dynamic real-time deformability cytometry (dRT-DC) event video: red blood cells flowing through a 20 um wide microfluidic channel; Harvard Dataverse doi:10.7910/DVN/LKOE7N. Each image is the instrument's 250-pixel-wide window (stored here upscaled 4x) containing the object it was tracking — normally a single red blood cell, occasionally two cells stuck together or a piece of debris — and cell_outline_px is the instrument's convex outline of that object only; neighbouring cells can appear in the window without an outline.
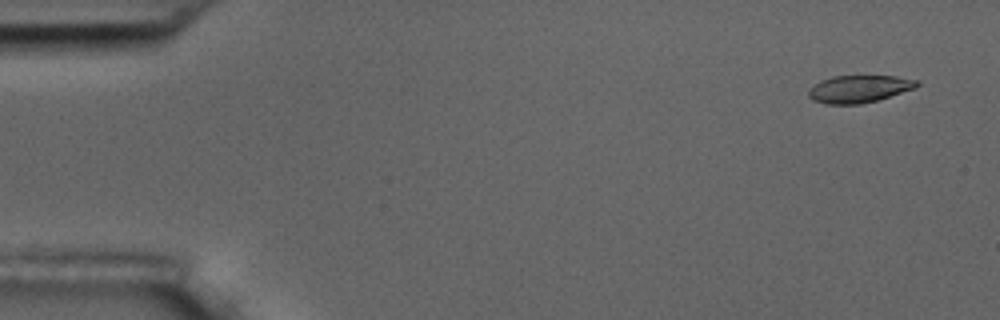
{"species": "common noctule bat (a hibernating species)", "species_latin": "Nyctalus noctula", "temperature_condition": "room temperature", "stored_images_in_passage": 55, "camera_frame_rate_fps": 3000, "um_per_image_px": 0.085, "animal": {"sex": "male", "body_mass_g": 17.5, "forearm_length_mm": 52.3}, "frame": {"image": 1, "passage_image": 3, "time_ms": 0.667, "image_size_px": [1000, 320], "cell_outline_px": [[920, 84], [916, 88], [876, 100], [860, 104], [824, 104], [812, 100], [808, 96], [808, 88], [820, 80], [832, 76], [896, 76], [920, 80]], "centroid_in_image_um": [73.0, 7.55], "position_along_channel_um": 12.0, "area_um2": 17.46}}
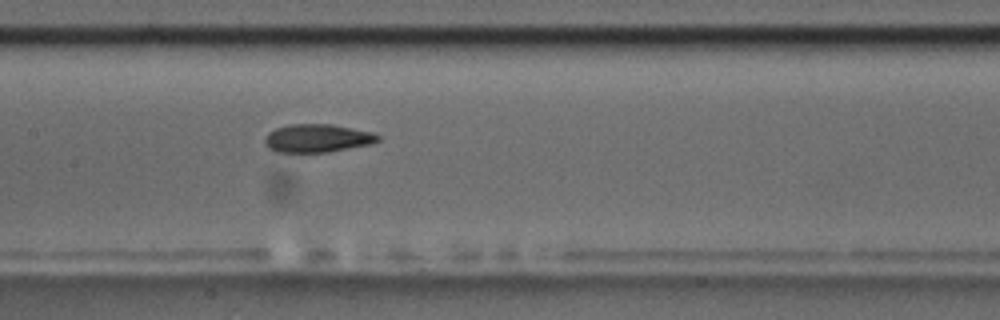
{"frame": {"image": 2, "passage_image": 27, "time_ms": 8.667, "image_size_px": [1000, 320], "cell_outline_px": [[380, 140], [368, 144], [328, 152], [276, 152], [268, 148], [264, 144], [264, 140], [268, 132], [276, 128], [292, 124], [332, 124], [372, 132], [380, 136]], "centroid_in_image_um": [26.93, 11.75], "position_along_channel_um": 180.5, "area_um2": 18.5}}
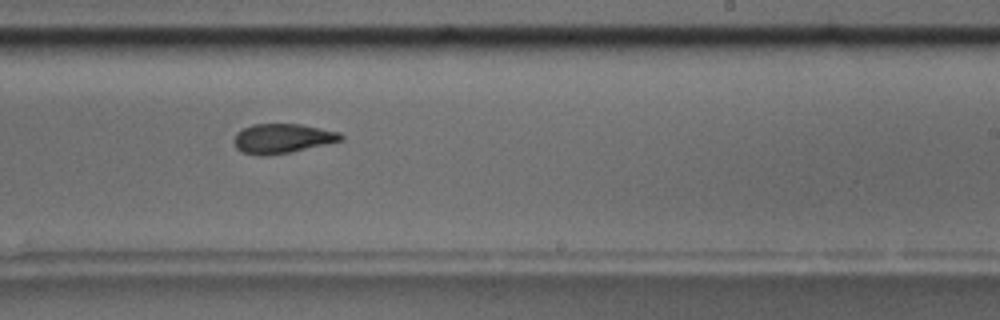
{"frame": {"image": 3, "passage_image": 34, "time_ms": 11.0, "image_size_px": [1000, 320], "cell_outline_px": [[344, 140], [292, 152], [264, 156], [260, 156], [240, 152], [236, 148], [232, 140], [236, 132], [252, 124], [300, 124], [340, 132], [344, 136]], "centroid_in_image_um": [23.98, 11.78], "position_along_channel_um": 265.0, "area_um2": 18.67}, "authors_computed_cell_mechanics": {"area_um2": 18.7272, "velocity_mm_per_s": 3.6375, "shape_relaxation_time_tau1_ms": null, "shape_relaxation_time_tau2_ms": 2.965, "deformation_change_tau1": null, "deformation_change_tau2": 0.0884}}